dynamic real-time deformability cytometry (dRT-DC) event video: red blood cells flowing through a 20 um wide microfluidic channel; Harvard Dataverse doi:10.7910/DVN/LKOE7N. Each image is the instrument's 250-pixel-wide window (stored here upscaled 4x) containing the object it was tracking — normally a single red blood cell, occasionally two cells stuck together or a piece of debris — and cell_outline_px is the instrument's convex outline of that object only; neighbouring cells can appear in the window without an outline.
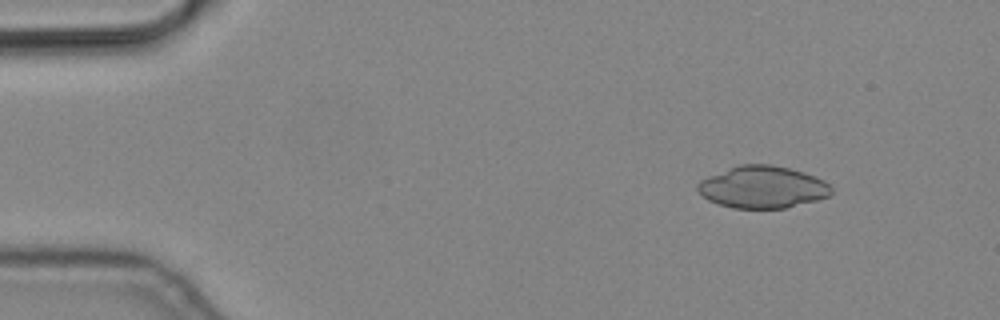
{"species": "common noctule bat (a hibernating species)", "species_latin": "Nyctalus noctula", "temperature_condition": "cold", "stored_images_in_passage": 8, "camera_frame_rate_fps": 3000, "um_per_image_px": 0.085, "animal": {"sex": "male", "body_mass_g": 19.2, "forearm_length_mm": 51.8}, "frame": {"image": 1, "passage_image": 1, "time_ms": 0.0, "image_size_px": [1000, 320], "cell_outline_px": [[832, 192], [828, 196], [816, 200], [784, 208], [732, 208], [708, 200], [696, 188], [696, 184], [700, 180], [740, 164], [772, 164], [804, 172], [816, 176], [824, 180], [832, 188]], "centroid_in_image_um": [64.83, 15.9], "position_along_channel_um": 20.2, "area_um2": 32.54}}